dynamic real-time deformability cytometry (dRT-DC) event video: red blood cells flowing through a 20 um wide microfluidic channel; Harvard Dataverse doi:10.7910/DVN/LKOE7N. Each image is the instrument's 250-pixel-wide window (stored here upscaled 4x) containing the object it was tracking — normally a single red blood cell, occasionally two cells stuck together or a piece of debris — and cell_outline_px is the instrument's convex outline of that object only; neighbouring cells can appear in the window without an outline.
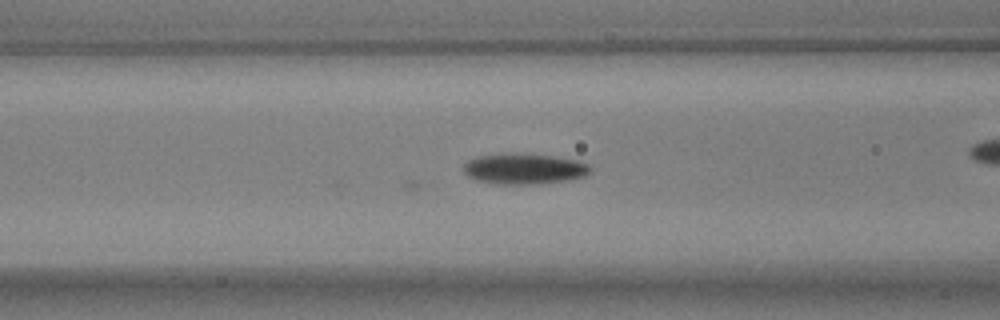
{"species": "common noctule bat (a hibernating species)", "species_latin": "Nyctalus noctula", "temperature_condition": "warm", "stored_images_in_passage": 39, "camera_frame_rate_fps": 3000, "um_per_image_px": 0.085, "animal": {"sex": "male", "body_mass_g": 17.9, "forearm_length_mm": 54.2}, "frame": {"image": 1, "passage_image": 5, "time_ms": 1.333, "image_size_px": [1000, 320], "cell_outline_px": [[592, 168], [584, 176], [564, 180], [528, 184], [496, 184], [476, 180], [468, 176], [464, 172], [464, 164], [468, 160], [476, 156], [512, 152], [520, 152], [552, 156], [576, 160], [588, 164]], "centroid_in_image_um": [44.49, 14.32], "position_along_channel_um": 122.1, "area_um2": 22.66}}
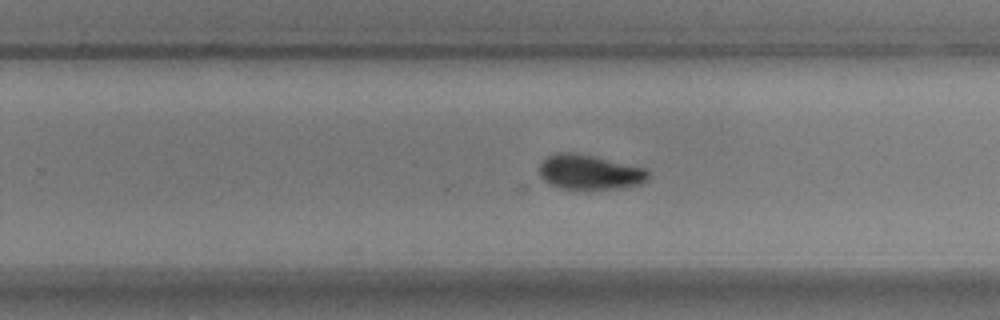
{"frame": {"image": 2, "passage_image": 18, "time_ms": 5.667, "image_size_px": [1000, 320], "cell_outline_px": [[648, 176], [640, 184], [616, 188], [564, 188], [552, 184], [544, 180], [540, 176], [540, 164], [552, 152], [572, 152], [592, 156], [644, 168], [648, 172]], "centroid_in_image_um": [50.06, 14.61], "position_along_channel_um": 279.7, "area_um2": 21.39}}
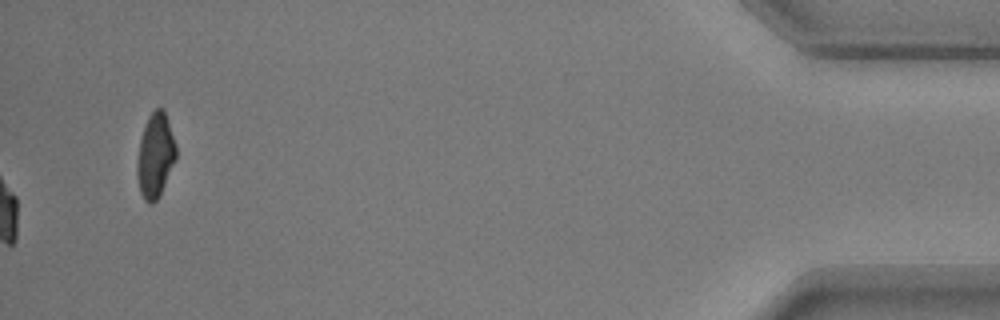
{"frame": {"image": 3, "passage_image": 39, "time_ms": 12.667, "image_size_px": [1000, 320], "cell_outline_px": [[176, 160], [156, 200], [152, 204], [148, 204], [144, 200], [140, 192], [136, 172], [136, 168], [140, 140], [148, 116], [156, 108], [164, 108], [176, 144]], "centroid_in_image_um": [13.2, 13.21], "position_along_channel_um": 422.0, "area_um2": 19.02}}